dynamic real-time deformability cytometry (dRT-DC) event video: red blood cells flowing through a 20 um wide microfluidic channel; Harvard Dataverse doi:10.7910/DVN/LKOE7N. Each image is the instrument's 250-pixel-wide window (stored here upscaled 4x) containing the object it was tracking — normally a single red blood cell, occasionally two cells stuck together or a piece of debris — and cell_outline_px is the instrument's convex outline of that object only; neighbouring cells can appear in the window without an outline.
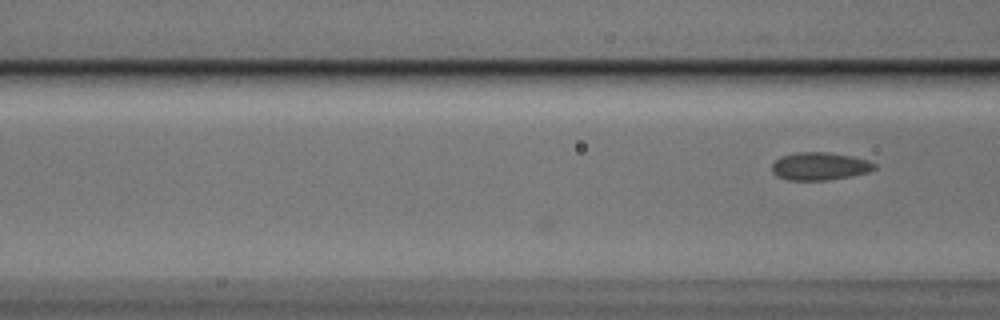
{"species": "Egyptian fruit bat (a non-hibernating species)", "species_latin": "Rousettus aegyptiacus", "temperature_condition": "cold", "stored_images_in_passage": 8, "camera_frame_rate_fps": 3000, "um_per_image_px": 0.085, "animal": {"sex": "male"}, "frame": {"image": 1, "passage_image": 8, "time_ms": 2.333, "image_size_px": [1000, 320], "cell_outline_px": [[876, 168], [868, 172], [852, 176], [824, 180], [788, 180], [776, 176], [772, 172], [772, 164], [780, 156], [796, 152], [828, 152], [852, 156], [868, 160], [876, 164]], "centroid_in_image_um": [69.67, 14.12], "position_along_channel_um": 96.9, "area_um2": 16.7}}